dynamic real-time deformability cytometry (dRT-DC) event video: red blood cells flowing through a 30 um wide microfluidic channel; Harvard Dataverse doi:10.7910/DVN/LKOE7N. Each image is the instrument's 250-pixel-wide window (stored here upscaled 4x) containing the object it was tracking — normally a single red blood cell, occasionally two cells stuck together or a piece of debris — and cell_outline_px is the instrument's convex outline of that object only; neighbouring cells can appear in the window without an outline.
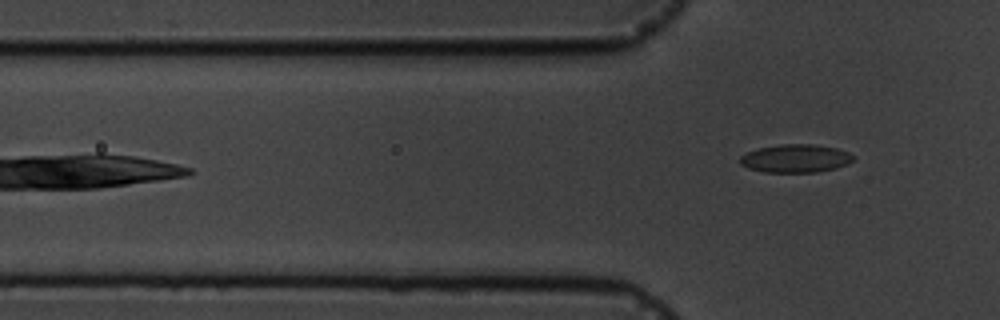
{"species": "common noctule bat (a hibernating species)", "species_latin": "Nyctalus noctula", "temperature_condition": "cold", "stored_images_in_passage": 7, "camera_frame_rate_fps": 3000, "um_per_image_px": 0.085, "animal": {"sex": "male", "body_mass_g": 19.5, "forearm_length_mm": 54.6}, "frame": {"image": 1, "passage_image": 7, "time_ms": 7.0, "image_size_px": [1000, 320], "cell_outline_px": [[852, 160], [848, 164], [836, 168], [816, 172], [764, 172], [748, 168], [740, 164], [740, 156], [748, 152], [760, 148], [780, 144], [816, 144], [836, 148], [848, 152], [852, 156]], "centroid_in_image_um": [67.61, 13.47], "position_along_channel_um": 58.2, "area_um2": 18.5}}